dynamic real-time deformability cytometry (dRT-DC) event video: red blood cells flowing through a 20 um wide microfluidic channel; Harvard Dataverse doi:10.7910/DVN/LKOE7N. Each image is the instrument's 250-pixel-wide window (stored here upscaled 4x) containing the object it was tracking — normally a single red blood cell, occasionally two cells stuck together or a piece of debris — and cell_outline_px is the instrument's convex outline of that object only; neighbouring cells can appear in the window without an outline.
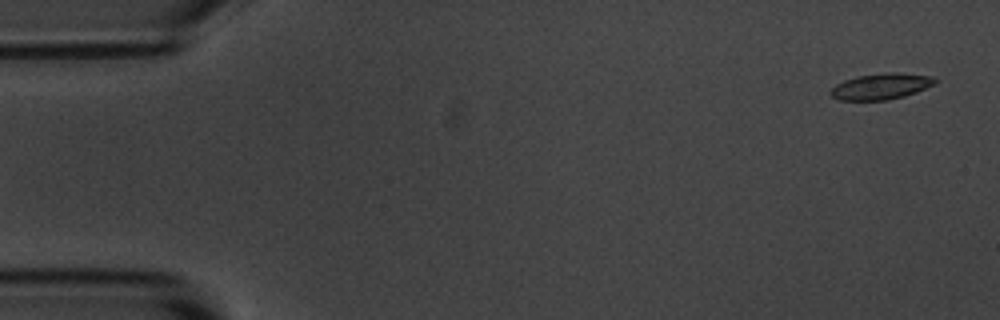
{"species": "common noctule bat (a hibernating species)", "species_latin": "Nyctalus noctula", "temperature_condition": "room temperature", "stored_images_in_passage": 3, "camera_frame_rate_fps": 3000, "um_per_image_px": 0.085, "animal": {"sex": "male", "body_mass_g": 20.1, "forearm_length_mm": 53.5}, "frame": {"image": 1, "passage_image": 1, "time_ms": 0.0, "image_size_px": [1000, 320], "cell_outline_px": [[936, 84], [916, 92], [904, 96], [888, 100], [840, 100], [832, 96], [828, 92], [836, 84], [844, 80], [860, 76], [888, 72], [896, 72], [932, 76], [936, 80]], "centroid_in_image_um": [74.9, 7.34], "position_along_channel_um": 10.1, "area_um2": 15.78}}